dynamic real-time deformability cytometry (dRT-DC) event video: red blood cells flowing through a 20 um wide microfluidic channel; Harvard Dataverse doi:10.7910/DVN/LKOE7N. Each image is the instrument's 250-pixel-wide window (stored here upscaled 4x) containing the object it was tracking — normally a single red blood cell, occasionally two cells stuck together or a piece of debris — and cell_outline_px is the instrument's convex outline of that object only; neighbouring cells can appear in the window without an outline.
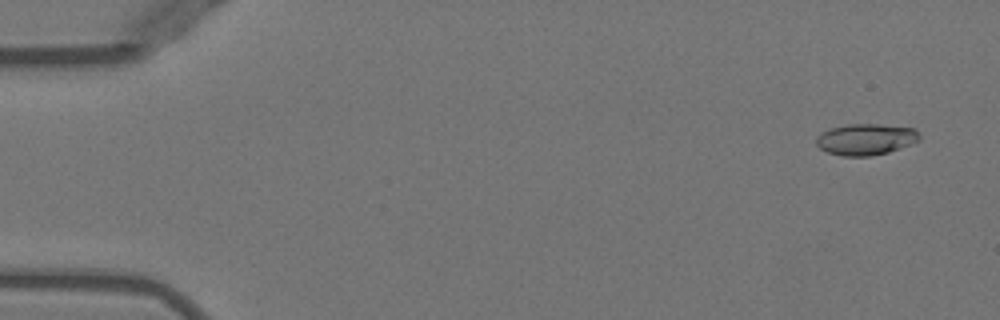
{"species": "Egyptian fruit bat (a non-hibernating species)", "species_latin": "Rousettus aegyptiacus", "temperature_condition": "warm", "stored_images_in_passage": 22, "camera_frame_rate_fps": 3000, "um_per_image_px": 0.085, "animal": {"sex": "female"}, "frame": {"image": 1, "passage_image": 1, "time_ms": 0.0, "image_size_px": [1000, 320], "cell_outline_px": [[920, 140], [900, 148], [888, 152], [872, 156], [844, 156], [828, 152], [820, 148], [816, 144], [816, 136], [820, 132], [832, 128], [848, 124], [880, 124], [912, 128], [920, 136]], "centroid_in_image_um": [73.56, 11.84], "position_along_channel_um": 11.4, "area_um2": 18.73}}
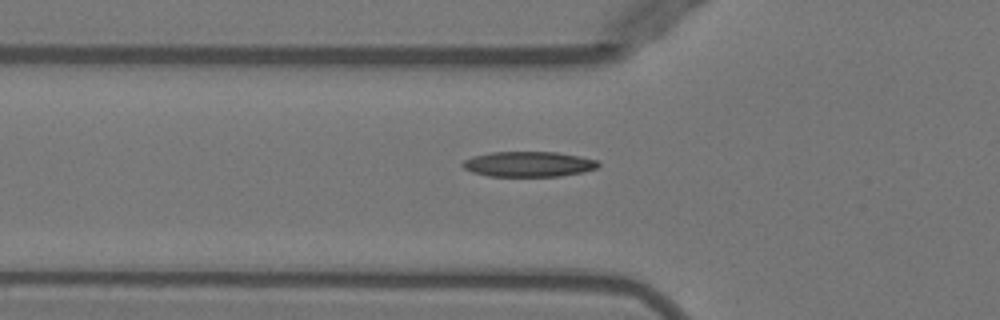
{"frame": {"image": 2, "passage_image": 16, "time_ms": 5.0, "image_size_px": [1000, 320], "cell_outline_px": [[600, 164], [596, 168], [584, 172], [560, 176], [488, 176], [472, 172], [464, 168], [460, 164], [464, 160], [472, 156], [492, 152], [556, 152], [580, 156], [596, 160]], "centroid_in_image_um": [44.91, 13.95], "position_along_channel_um": 80.9, "area_um2": 20.0}}
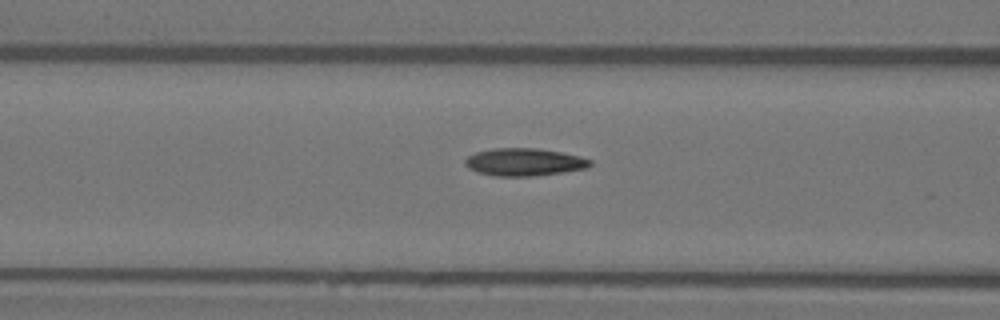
{"frame": {"image": 3, "passage_image": 19, "time_ms": 6.0, "image_size_px": [1000, 320], "cell_outline_px": [[592, 164], [588, 168], [560, 172], [528, 176], [496, 176], [480, 172], [468, 168], [464, 164], [464, 160], [468, 156], [476, 152], [492, 148], [536, 148], [560, 152], [580, 156], [592, 160]], "centroid_in_image_um": [44.55, 13.76], "position_along_channel_um": 122.0, "area_um2": 19.94}}